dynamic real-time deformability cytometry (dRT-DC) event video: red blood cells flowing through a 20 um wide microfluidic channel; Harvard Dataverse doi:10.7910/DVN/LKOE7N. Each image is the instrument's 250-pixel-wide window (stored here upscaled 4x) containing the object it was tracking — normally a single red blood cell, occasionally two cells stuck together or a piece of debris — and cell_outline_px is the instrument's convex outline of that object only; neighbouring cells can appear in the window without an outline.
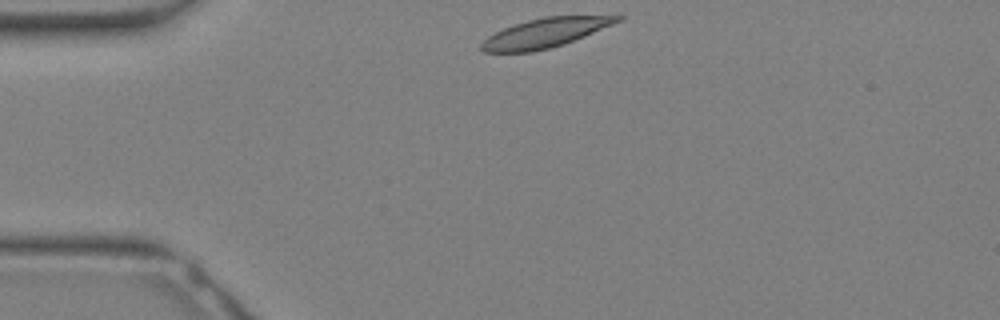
{"species": "Egyptian fruit bat (a non-hibernating species)", "species_latin": "Rousettus aegyptiacus", "temperature_condition": "warm", "stored_images_in_passage": 26, "camera_frame_rate_fps": 3000, "um_per_image_px": 0.085, "animal": {"sex": "female"}, "frame": {"image": 1, "passage_image": 1, "time_ms": 0.0, "image_size_px": [1000, 320], "cell_outline_px": [[624, 16], [620, 20], [612, 24], [564, 44], [532, 52], [484, 52], [480, 48], [480, 44], [488, 36], [504, 28], [528, 20], [544, 16]], "centroid_in_image_um": [46.27, 2.81], "position_along_channel_um": 38.7, "area_um2": 22.66}}
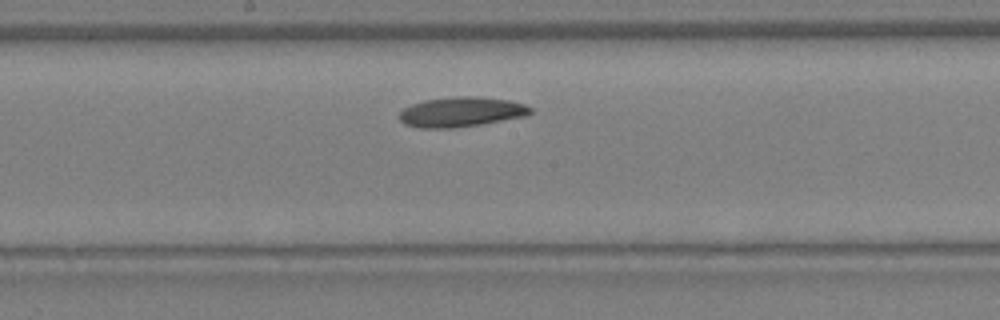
{"frame": {"image": 2, "passage_image": 11, "time_ms": 3.333, "image_size_px": [1000, 320], "cell_outline_px": [[532, 112], [524, 116], [480, 124], [452, 128], [420, 128], [404, 124], [400, 120], [400, 112], [404, 108], [412, 104], [424, 100], [456, 96], [468, 96], [508, 100], [524, 104], [532, 108]], "centroid_in_image_um": [39.17, 9.52], "position_along_channel_um": 209.0, "area_um2": 22.54}}
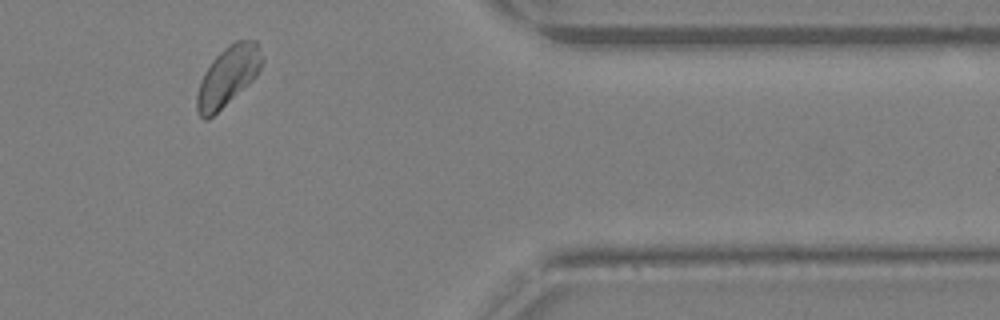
{"frame": {"image": 3, "passage_image": 21, "time_ms": 6.667, "image_size_px": [1000, 320], "cell_outline_px": [[264, 64], [256, 76], [252, 80], [208, 120], [204, 120], [200, 116], [196, 108], [196, 96], [204, 72], [212, 60], [228, 44], [236, 40], [256, 40], [260, 44], [264, 56]], "centroid_in_image_um": [19.41, 6.43], "position_along_channel_um": 392.0, "area_um2": 22.66}}